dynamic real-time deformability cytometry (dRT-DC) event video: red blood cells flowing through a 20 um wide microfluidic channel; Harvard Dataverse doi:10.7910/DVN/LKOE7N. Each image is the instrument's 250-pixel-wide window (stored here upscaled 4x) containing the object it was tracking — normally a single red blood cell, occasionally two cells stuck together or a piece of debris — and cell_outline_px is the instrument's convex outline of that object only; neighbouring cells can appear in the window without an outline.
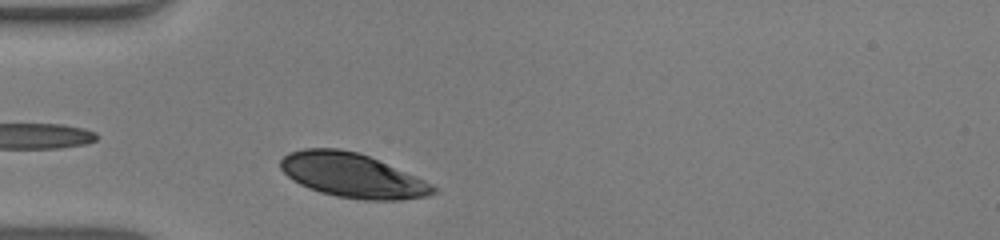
{"species": "human", "species_latin": "Homo sapiens", "temperature_condition": "warm", "stored_images_in_passage": 35, "camera_frame_rate_fps": 3000, "um_per_image_px": 0.085, "donor": {"sex": "male"}, "frame": {"image": 1, "passage_image": 2, "time_ms": 0.333, "image_size_px": [1000, 240], "cell_outline_px": [[440, 188], [436, 192], [428, 196], [400, 200], [364, 200], [336, 196], [320, 192], [308, 188], [292, 180], [280, 168], [280, 160], [288, 152], [304, 148], [340, 148], [360, 152], [416, 176]], "centroid_in_image_um": [29.95, 14.9], "position_along_channel_um": 55.0, "area_um2": 39.65}}
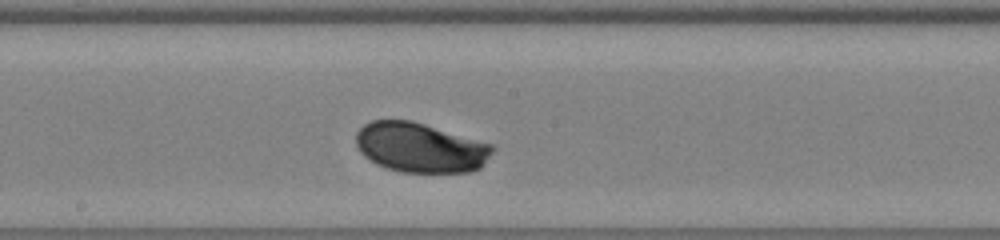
{"frame": {"image": 2, "passage_image": 15, "time_ms": 4.667, "image_size_px": [1000, 240], "cell_outline_px": [[496, 148], [484, 164], [480, 168], [468, 172], [400, 172], [376, 164], [364, 156], [360, 152], [356, 144], [356, 132], [364, 124], [372, 120], [412, 120], [492, 144]], "centroid_in_image_um": [35.73, 12.54], "position_along_channel_um": 212.5, "area_um2": 39.65}}
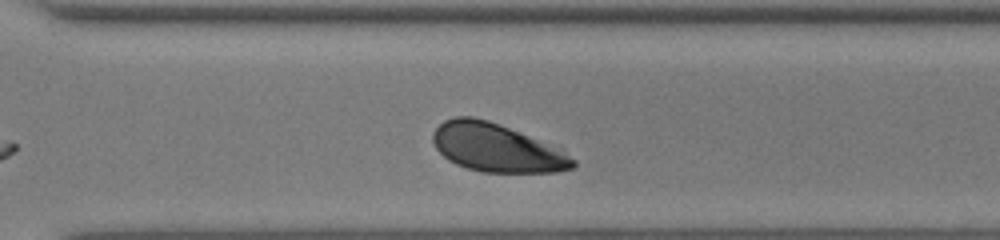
{"frame": {"image": 3, "passage_image": 24, "time_ms": 7.667, "image_size_px": [1000, 240], "cell_outline_px": [[576, 168], [556, 172], [484, 172], [468, 168], [456, 164], [448, 160], [436, 148], [432, 140], [432, 132], [444, 120], [456, 116], [472, 116], [488, 120], [500, 124], [536, 140], [576, 160]], "centroid_in_image_um": [42.12, 12.56], "position_along_channel_um": 328.5, "area_um2": 38.49}, "authors_computed_cell_mechanics": {"area_um2": 39.4196, "velocity_mm_per_s": 3.8618, "shape_relaxation_time_tau1_ms": 1.5947, "shape_relaxation_time_tau2_ms": null, "deformation_change_tau1": 0.0881, "deformation_change_tau2": null}}